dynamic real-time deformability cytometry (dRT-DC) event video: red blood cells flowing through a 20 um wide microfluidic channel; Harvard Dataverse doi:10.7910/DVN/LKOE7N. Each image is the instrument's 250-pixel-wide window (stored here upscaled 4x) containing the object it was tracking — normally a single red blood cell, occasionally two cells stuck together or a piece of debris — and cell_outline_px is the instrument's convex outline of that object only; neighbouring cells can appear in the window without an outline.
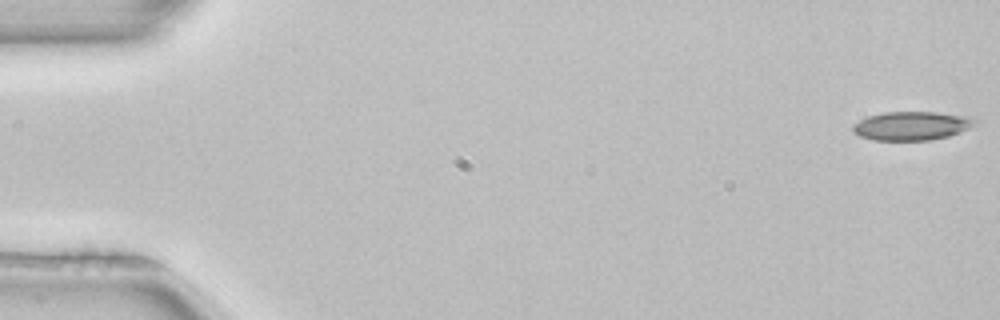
{"species": "common noctule bat (a hibernating species)", "species_latin": "Nyctalus noctula", "temperature_condition": "room temperature", "stored_images_in_passage": 52, "camera_frame_rate_fps": 3000, "um_per_image_px": 0.085, "animal": {"sex": "female", "body_mass_g": 22.7, "forearm_length_mm": 54.2}, "frame": {"image": 1, "passage_image": 1, "time_ms": 0.0, "image_size_px": [1000, 320], "cell_outline_px": [[980, 124], [960, 132], [948, 136], [928, 140], [872, 140], [860, 136], [852, 132], [852, 124], [868, 116], [884, 112], [936, 112], [968, 116], [980, 120]], "centroid_in_image_um": [77.53, 10.69], "position_along_channel_um": 7.5, "area_um2": 20.69}}
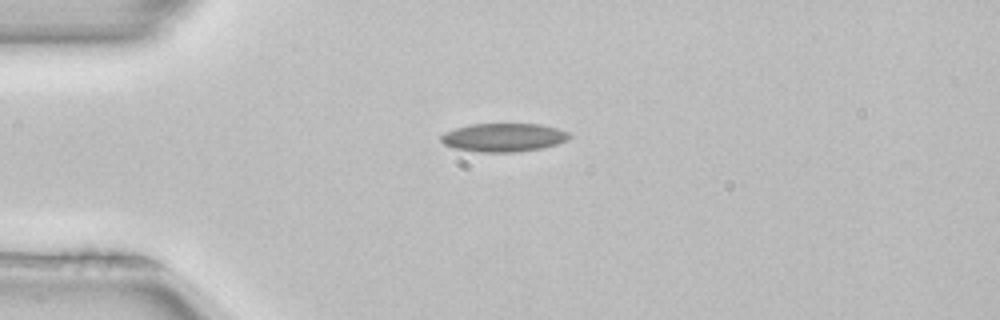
{"frame": {"image": 2, "passage_image": 13, "time_ms": 4.0, "image_size_px": [1000, 320], "cell_outline_px": [[572, 136], [568, 140], [556, 144], [540, 148], [516, 152], [480, 152], [456, 148], [444, 144], [440, 140], [440, 136], [444, 132], [468, 124], [540, 124], [556, 128], [568, 132]], "centroid_in_image_um": [42.8, 11.68], "position_along_channel_um": 42.2, "area_um2": 21.21}}
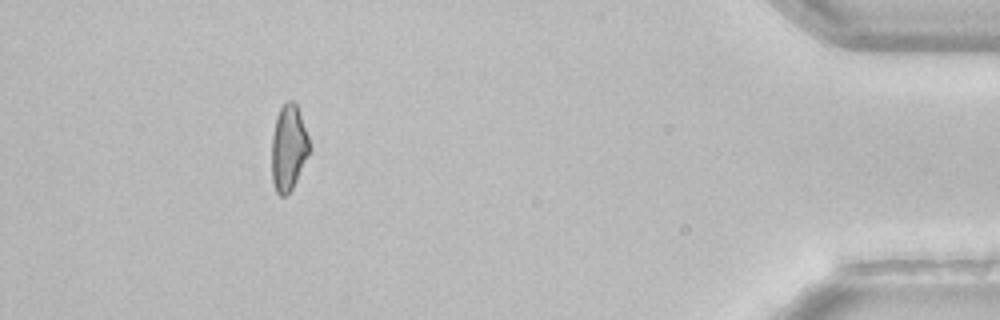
{"frame": {"image": 3, "passage_image": 47, "time_ms": 15.333, "image_size_px": [1000, 320], "cell_outline_px": [[312, 148], [292, 188], [284, 196], [280, 196], [276, 192], [272, 180], [272, 136], [276, 116], [280, 108], [288, 100], [292, 100], [296, 104], [308, 136]], "centroid_in_image_um": [24.53, 12.56], "position_along_channel_um": 410.7, "area_um2": 18.79}, "authors_computed_cell_mechanics": {"area_um2": 20.4034, "velocity_mm_per_s": 3.9948, "shape_relaxation_time_tau1_ms": 7.8824, "shape_relaxation_time_tau2_ms": 3.8021, "deformation_change_tau1": 0.1567, "deformation_change_tau2": 0.1008}}